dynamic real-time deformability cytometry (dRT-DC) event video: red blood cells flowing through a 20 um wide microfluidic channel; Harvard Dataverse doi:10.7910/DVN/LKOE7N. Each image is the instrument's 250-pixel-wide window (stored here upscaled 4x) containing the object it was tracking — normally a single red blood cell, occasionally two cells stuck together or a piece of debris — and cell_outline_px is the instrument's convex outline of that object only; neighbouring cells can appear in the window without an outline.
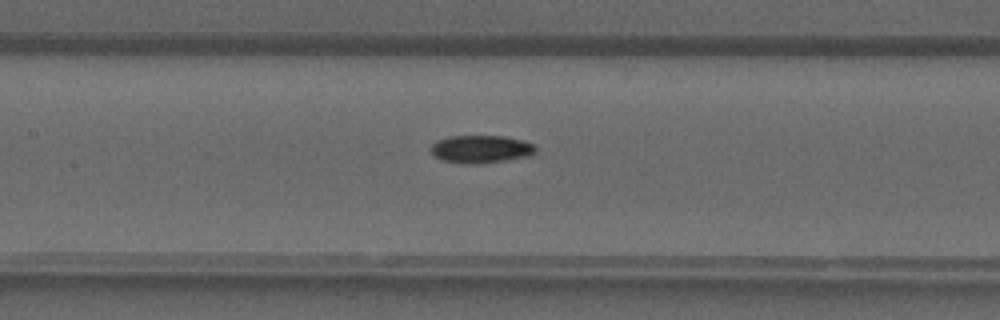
{"species": "common noctule bat (a hibernating species)", "species_latin": "Nyctalus noctula", "temperature_condition": "warm", "stored_images_in_passage": 41, "camera_frame_rate_fps": 3000, "um_per_image_px": 0.085, "animal": {"sex": "male", "forearm_length_mm": 52.5}, "frame": {"image": 1, "passage_image": 20, "time_ms": 6.333, "image_size_px": [1000, 320], "cell_outline_px": [[536, 152], [532, 156], [508, 160], [476, 164], [444, 160], [432, 156], [432, 144], [436, 140], [448, 136], [504, 136], [524, 140], [532, 144], [536, 148]], "centroid_in_image_um": [40.92, 12.66], "position_along_channel_um": 166.5, "area_um2": 16.99}}
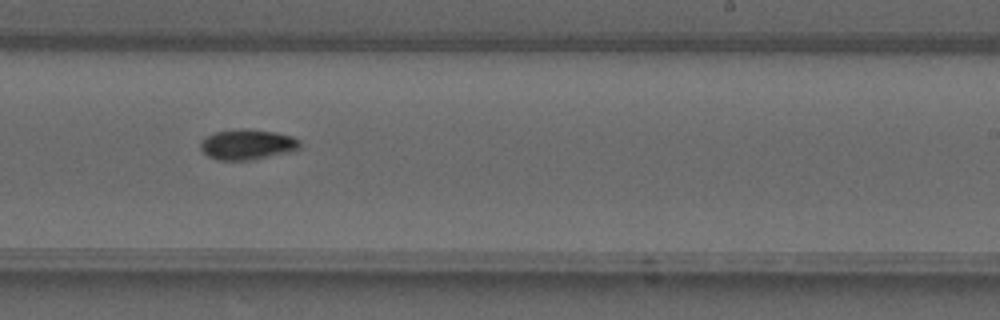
{"frame": {"image": 2, "passage_image": 26, "time_ms": 8.333, "image_size_px": [1000, 320], "cell_outline_px": [[300, 148], [296, 152], [248, 160], [216, 160], [208, 156], [200, 148], [200, 140], [216, 132], [236, 128], [244, 128], [276, 132], [292, 136], [300, 140]], "centroid_in_image_um": [21.06, 12.28], "position_along_channel_um": 267.9, "area_um2": 17.92}}
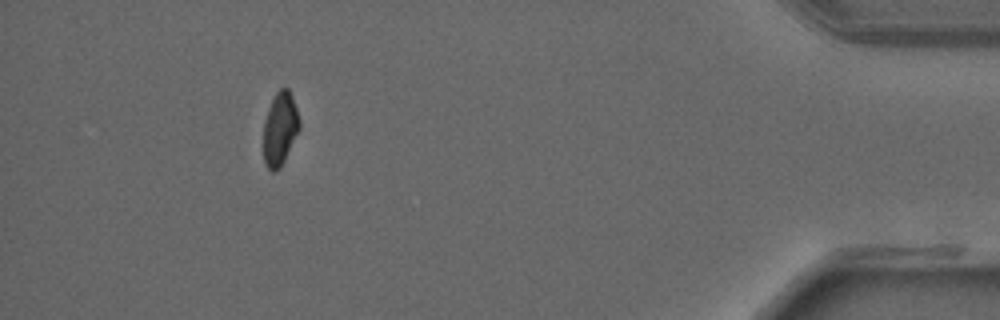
{"frame": {"image": 3, "passage_image": 38, "time_ms": 12.333, "image_size_px": [1000, 320], "cell_outline_px": [[300, 128], [280, 168], [276, 172], [272, 172], [264, 164], [264, 120], [268, 108], [276, 92], [280, 88], [288, 88], [292, 96], [300, 120]], "centroid_in_image_um": [23.79, 10.95], "position_along_channel_um": 411.4, "area_um2": 15.32}}